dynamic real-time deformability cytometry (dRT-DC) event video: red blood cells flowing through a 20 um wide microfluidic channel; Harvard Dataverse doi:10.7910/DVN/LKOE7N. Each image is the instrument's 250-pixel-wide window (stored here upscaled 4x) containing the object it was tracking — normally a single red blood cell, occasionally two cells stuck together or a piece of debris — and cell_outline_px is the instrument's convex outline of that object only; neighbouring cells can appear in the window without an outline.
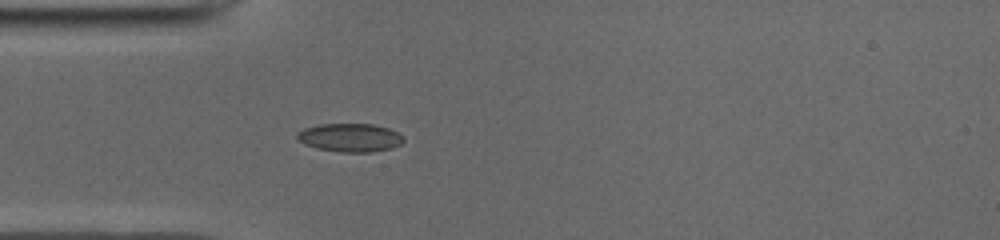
{"species": "common noctule bat (a hibernating species)", "species_latin": "Nyctalus noctula", "temperature_condition": "cold", "stored_images_in_passage": 37, "camera_frame_rate_fps": 3000, "um_per_image_px": 0.085, "animal": {"sex": "male", "body_mass_g": 19.0, "forearm_length_mm": 50.8}, "frame": {"image": 1, "passage_image": 1, "time_ms": 0.0, "image_size_px": [1000, 240], "cell_outline_px": [[404, 140], [400, 144], [392, 148], [372, 152], [340, 152], [316, 148], [304, 144], [296, 136], [296, 132], [304, 128], [320, 124], [372, 124], [388, 128], [400, 132], [404, 136]], "centroid_in_image_um": [29.77, 11.69], "position_along_channel_um": 55.2, "area_um2": 17.74}}
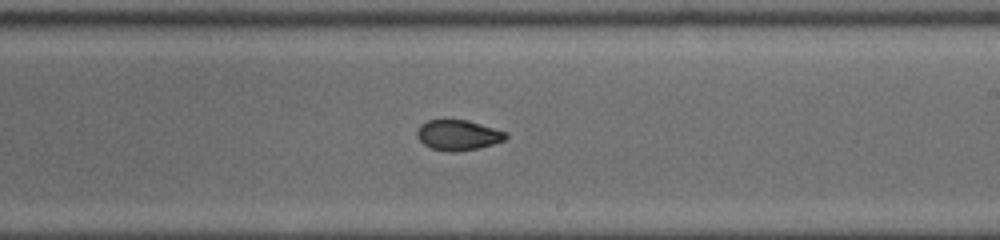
{"frame": {"image": 2, "passage_image": 16, "time_ms": 5.0, "image_size_px": [1000, 240], "cell_outline_px": [[508, 136], [504, 140], [492, 144], [476, 148], [456, 152], [448, 152], [432, 148], [424, 144], [416, 136], [416, 132], [420, 124], [428, 120], [468, 120], [508, 132]], "centroid_in_image_um": [38.93, 11.47], "position_along_channel_um": 250.1, "area_um2": 15.66}}
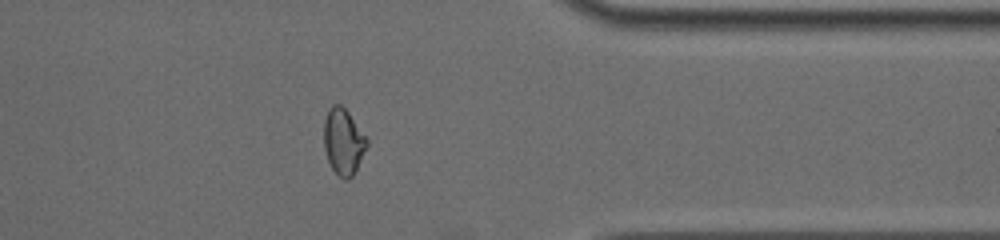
{"frame": {"image": 3, "passage_image": 27, "time_ms": 8.667, "image_size_px": [1000, 240], "cell_outline_px": [[368, 144], [352, 176], [348, 180], [344, 180], [332, 168], [328, 160], [324, 148], [324, 120], [328, 108], [332, 104], [340, 104], [348, 112], [368, 140]], "centroid_in_image_um": [29.16, 12.01], "position_along_channel_um": 382.2, "area_um2": 16.3}, "authors_computed_cell_mechanics": {"area_um2": 16.2996, "velocity_mm_per_s": 3.971, "shape_relaxation_time_tau1_ms": null, "shape_relaxation_time_tau2_ms": 1.0676, "deformation_change_tau1": null, "deformation_change_tau2": 0.0474}}